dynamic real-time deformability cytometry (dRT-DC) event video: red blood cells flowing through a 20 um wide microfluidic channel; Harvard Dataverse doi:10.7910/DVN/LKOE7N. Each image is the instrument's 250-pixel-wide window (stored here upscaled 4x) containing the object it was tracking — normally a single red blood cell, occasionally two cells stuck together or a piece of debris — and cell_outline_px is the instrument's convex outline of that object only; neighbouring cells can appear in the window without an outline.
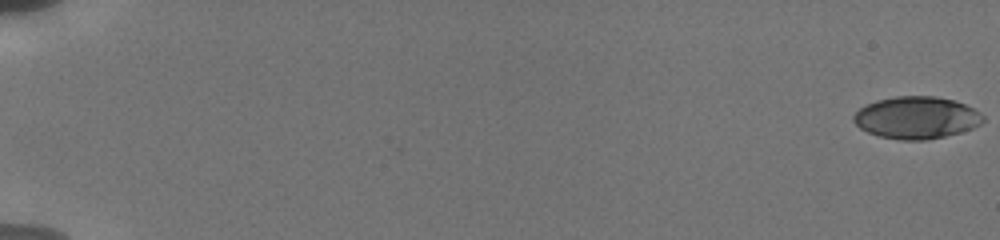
{"species": "human", "species_latin": "Homo sapiens", "temperature_condition": "cold", "stored_images_in_passage": 51, "camera_frame_rate_fps": 3000, "um_per_image_px": 0.085, "donor": {"sex": "male"}, "frame": {"image": 1, "passage_image": 1, "time_ms": 0.0, "image_size_px": [1000, 240], "cell_outline_px": [[984, 120], [980, 124], [972, 128], [960, 132], [928, 140], [900, 140], [880, 136], [868, 132], [860, 128], [852, 120], [852, 116], [860, 108], [876, 100], [896, 96], [936, 96], [956, 100], [980, 112], [984, 116]], "centroid_in_image_um": [77.9, 9.99], "position_along_channel_um": 7.1, "area_um2": 31.85}}
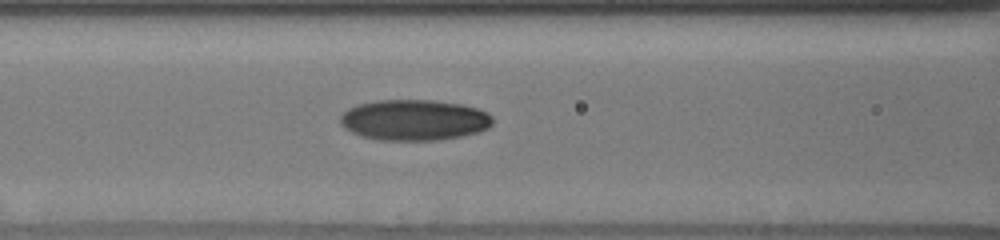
{"frame": {"image": 2, "passage_image": 25, "time_ms": 8.667, "image_size_px": [1000, 240], "cell_outline_px": [[492, 124], [488, 128], [476, 132], [460, 136], [440, 140], [380, 140], [360, 136], [344, 128], [340, 124], [340, 116], [348, 108], [360, 104], [376, 100], [432, 100], [460, 104], [476, 108], [488, 112], [492, 116]], "centroid_in_image_um": [35.19, 10.2], "position_along_channel_um": 131.4, "area_um2": 36.24}}
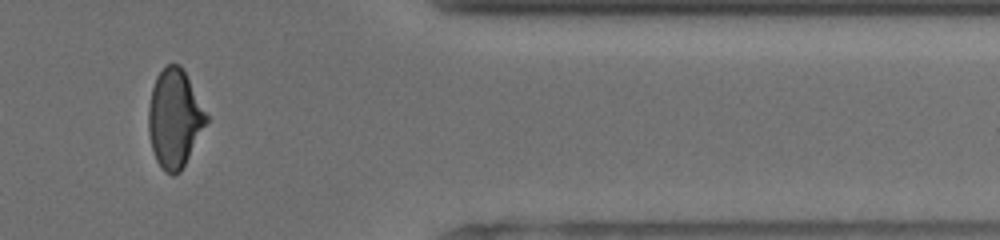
{"frame": {"image": 3, "passage_image": 45, "time_ms": 16.0, "image_size_px": [1000, 240], "cell_outline_px": [[208, 120], [180, 172], [172, 176], [164, 172], [160, 168], [156, 160], [152, 148], [148, 132], [148, 108], [152, 88], [156, 76], [168, 64], [180, 64], [208, 116]], "centroid_in_image_um": [14.81, 10.1], "position_along_channel_um": 396.6, "area_um2": 32.77}}